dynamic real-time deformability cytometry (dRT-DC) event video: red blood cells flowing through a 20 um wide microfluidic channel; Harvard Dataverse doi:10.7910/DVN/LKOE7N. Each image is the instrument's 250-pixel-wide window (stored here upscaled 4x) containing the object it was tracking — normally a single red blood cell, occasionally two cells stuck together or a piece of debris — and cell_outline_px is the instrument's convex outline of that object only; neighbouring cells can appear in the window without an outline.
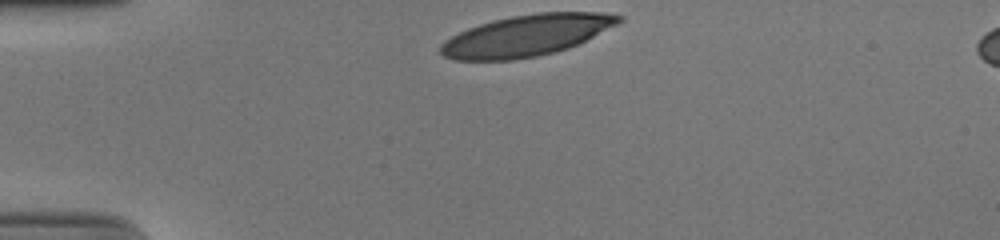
{"species": "human", "species_latin": "Homo sapiens", "temperature_condition": "cold", "stored_images_in_passage": 31, "camera_frame_rate_fps": 3000, "um_per_image_px": 0.085, "donor": {"sex": "male"}, "frame": {"image": 1, "passage_image": 1, "time_ms": 0.0, "image_size_px": [1000, 240], "cell_outline_px": [[624, 20], [568, 48], [536, 56], [512, 60], [456, 60], [444, 56], [440, 52], [440, 44], [444, 40], [468, 28], [492, 20], [512, 16], [536, 12], [604, 12], [624, 16]], "centroid_in_image_um": [44.73, 3.0], "position_along_channel_um": 40.3, "area_um2": 42.48}}
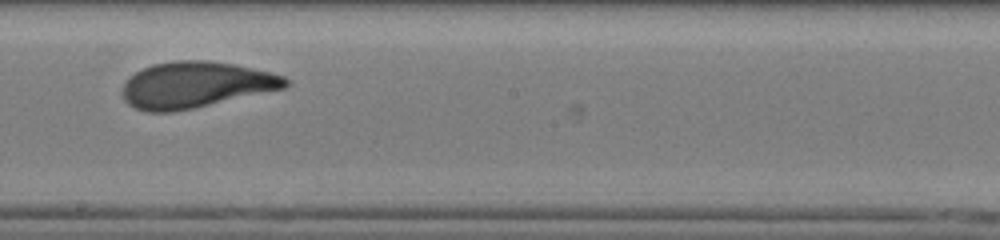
{"frame": {"image": 2, "passage_image": 19, "time_ms": 6.0, "image_size_px": [1000, 240], "cell_outline_px": [[288, 84], [284, 88], [192, 108], [172, 112], [144, 112], [128, 104], [124, 100], [120, 92], [124, 84], [136, 72], [152, 64], [176, 60], [208, 60], [232, 64], [268, 72], [284, 76], [288, 80]], "centroid_in_image_um": [16.57, 7.21], "position_along_channel_um": 231.6, "area_um2": 43.35}}
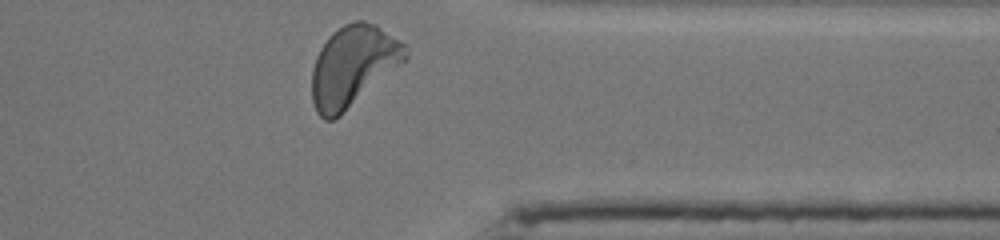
{"frame": {"image": 3, "passage_image": 31, "time_ms": 10.0, "image_size_px": [1000, 240], "cell_outline_px": [[408, 60], [340, 116], [332, 120], [324, 120], [316, 112], [312, 100], [312, 68], [316, 56], [320, 48], [328, 36], [332, 32], [344, 24], [356, 20], [364, 20], [376, 24], [408, 44]], "centroid_in_image_um": [30.05, 5.59], "position_along_channel_um": 381.4, "area_um2": 44.8}, "authors_computed_cell_mechanics": {"area_um2": 43.4078, "velocity_mm_per_s": 3.8702, "shape_relaxation_time_tau1_ms": 4.0719, "shape_relaxation_time_tau2_ms": 0.8927, "deformation_change_tau1": 0.1944, "deformation_change_tau2": 0.0858}}